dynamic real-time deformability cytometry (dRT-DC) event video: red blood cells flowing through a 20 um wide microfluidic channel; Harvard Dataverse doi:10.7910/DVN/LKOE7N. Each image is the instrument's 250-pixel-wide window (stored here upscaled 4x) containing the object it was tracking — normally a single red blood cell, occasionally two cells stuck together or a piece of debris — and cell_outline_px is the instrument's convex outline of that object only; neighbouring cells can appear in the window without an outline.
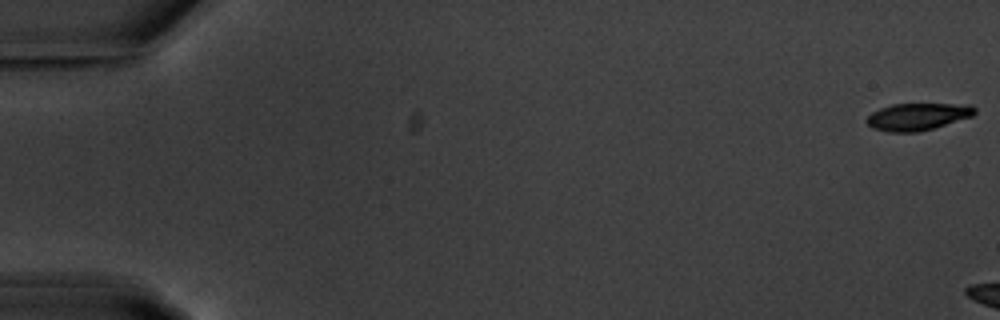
{"species": "common noctule bat (a hibernating species)", "species_latin": "Nyctalus noctula", "temperature_condition": "warm", "stored_images_in_passage": 10, "camera_frame_rate_fps": 3000, "um_per_image_px": 0.085, "animal": {"sex": "male", "body_mass_g": 20.1, "forearm_length_mm": 53.5}, "frame": {"image": 1, "passage_image": 1, "time_ms": 0.0, "image_size_px": [1000, 320], "cell_outline_px": [[976, 112], [972, 116], [932, 128], [916, 132], [888, 132], [872, 128], [864, 120], [872, 112], [880, 108], [892, 104], [972, 104], [976, 108]], "centroid_in_image_um": [77.98, 9.9], "position_along_channel_um": 7.0, "area_um2": 17.05}}